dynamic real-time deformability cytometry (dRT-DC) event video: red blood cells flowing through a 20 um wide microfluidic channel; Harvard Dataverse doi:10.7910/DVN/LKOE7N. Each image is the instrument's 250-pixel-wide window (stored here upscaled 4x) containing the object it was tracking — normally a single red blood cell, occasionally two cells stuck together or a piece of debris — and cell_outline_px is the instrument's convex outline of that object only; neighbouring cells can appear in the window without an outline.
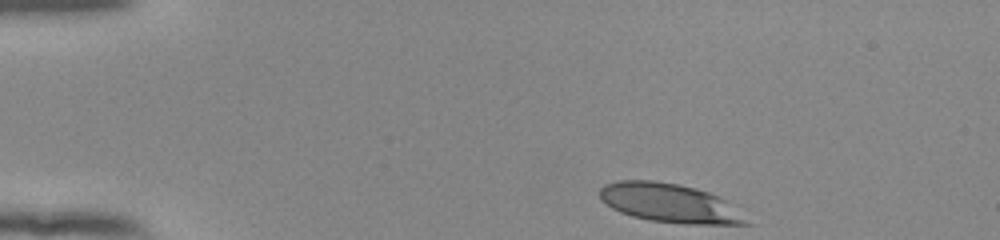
{"species": "human", "species_latin": "Homo sapiens", "temperature_condition": "room temperature", "stored_images_in_passage": 39, "camera_frame_rate_fps": 3000, "um_per_image_px": 0.085, "donor": {"sex": "female"}, "frame": {"image": 1, "passage_image": 1, "time_ms": 0.0, "image_size_px": [1000, 240], "cell_outline_px": [[756, 224], [684, 224], [648, 220], [632, 216], [620, 212], [612, 208], [600, 200], [600, 188], [604, 184], [620, 180], [652, 180], [676, 184], [696, 188], [708, 192], [724, 200]], "centroid_in_image_um": [56.9, 17.27], "position_along_channel_um": 28.1, "area_um2": 33.23}}
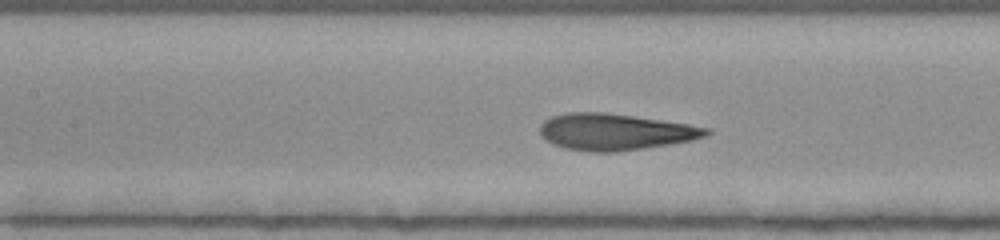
{"frame": {"image": 2, "passage_image": 17, "time_ms": 5.333, "image_size_px": [1000, 240], "cell_outline_px": [[712, 132], [704, 136], [692, 140], [644, 148], [616, 152], [592, 152], [564, 148], [552, 144], [544, 140], [540, 136], [540, 124], [544, 120], [552, 116], [568, 112], [608, 112], [688, 124], [708, 128]], "centroid_in_image_um": [52.22, 11.2], "position_along_channel_um": 155.2, "area_um2": 35.49}}
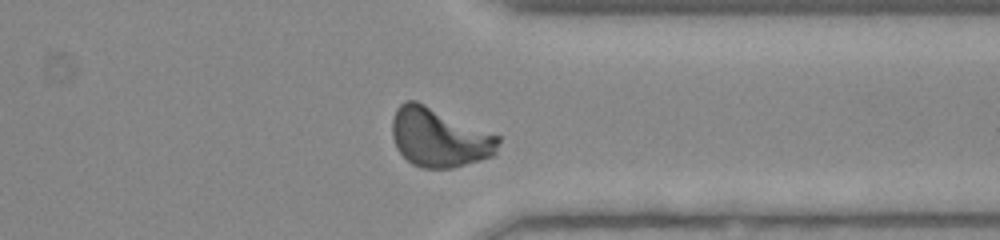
{"frame": {"image": 3, "passage_image": 34, "time_ms": 11.0, "image_size_px": [1000, 240], "cell_outline_px": [[500, 140], [496, 156], [452, 168], [420, 168], [412, 164], [396, 148], [392, 136], [392, 120], [396, 108], [404, 100], [416, 100], [500, 136]], "centroid_in_image_um": [37.34, 11.69], "position_along_channel_um": 374.1, "area_um2": 36.76}, "authors_computed_cell_mechanics": {"area_um2": 34.68, "velocity_mm_per_s": 3.8914, "shape_relaxation_time_tau1_ms": 4.3042, "shape_relaxation_time_tau2_ms": null, "deformation_change_tau1": 0.2072, "deformation_change_tau2": null}}